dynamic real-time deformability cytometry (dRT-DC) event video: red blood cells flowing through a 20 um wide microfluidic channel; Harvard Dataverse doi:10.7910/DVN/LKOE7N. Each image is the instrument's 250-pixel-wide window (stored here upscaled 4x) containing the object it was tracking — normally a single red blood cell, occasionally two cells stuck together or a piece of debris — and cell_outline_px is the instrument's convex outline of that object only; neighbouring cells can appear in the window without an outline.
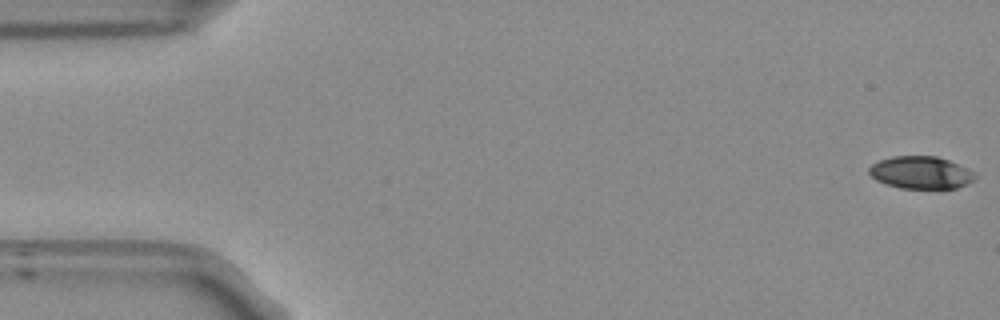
{"species": "Egyptian fruit bat (a non-hibernating species)", "species_latin": "Rousettus aegyptiacus", "temperature_condition": "room temperature", "stored_images_in_passage": 53, "camera_frame_rate_fps": 3000, "um_per_image_px": 0.085, "frame": {"image": 1, "passage_image": 1, "time_ms": 0.0, "image_size_px": [1000, 320], "cell_outline_px": [[976, 176], [968, 184], [956, 188], [900, 188], [884, 184], [876, 180], [868, 172], [868, 168], [872, 164], [880, 160], [892, 156], [936, 156], [948, 160], [972, 172]], "centroid_in_image_um": [78.21, 14.67], "position_along_channel_um": 6.8, "area_um2": 19.83}}
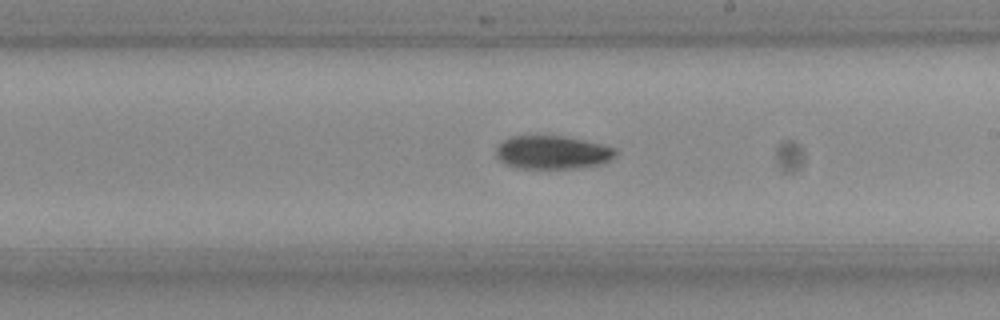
{"frame": {"image": 2, "passage_image": 30, "time_ms": 9.667, "image_size_px": [1000, 320], "cell_outline_px": [[616, 152], [608, 160], [600, 164], [580, 168], [516, 168], [504, 164], [496, 156], [496, 148], [504, 140], [512, 136], [564, 136], [600, 144], [616, 148]], "centroid_in_image_um": [46.91, 12.96], "position_along_channel_um": 242.1, "area_um2": 23.0}}
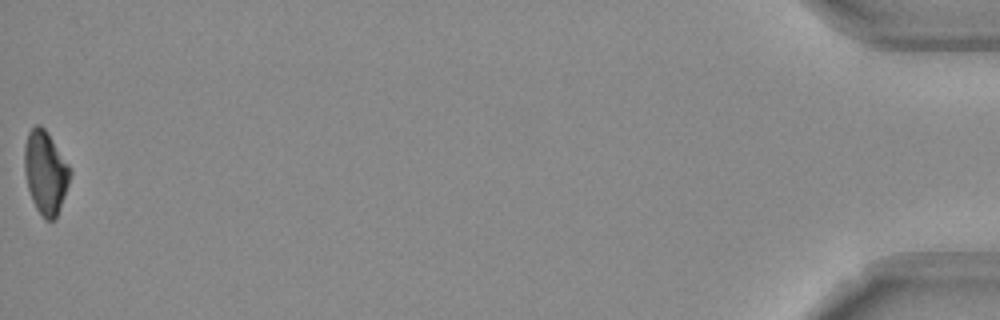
{"frame": {"image": 3, "passage_image": 53, "time_ms": 17.333, "image_size_px": [1000, 320], "cell_outline_px": [[72, 172], [68, 184], [56, 216], [52, 220], [44, 220], [36, 208], [32, 200], [28, 188], [24, 172], [24, 144], [28, 132], [36, 124], [40, 124], [48, 132], [72, 168]], "centroid_in_image_um": [3.86, 14.61], "position_along_channel_um": 431.3, "area_um2": 22.2}, "authors_computed_cell_mechanics": {"area_um2": 22.5998, "velocity_mm_per_s": 3.8374, "shape_relaxation_time_tau1_ms": 3.9243, "shape_relaxation_time_tau2_ms": null, "deformation_change_tau1": 0.1326, "deformation_change_tau2": null}}